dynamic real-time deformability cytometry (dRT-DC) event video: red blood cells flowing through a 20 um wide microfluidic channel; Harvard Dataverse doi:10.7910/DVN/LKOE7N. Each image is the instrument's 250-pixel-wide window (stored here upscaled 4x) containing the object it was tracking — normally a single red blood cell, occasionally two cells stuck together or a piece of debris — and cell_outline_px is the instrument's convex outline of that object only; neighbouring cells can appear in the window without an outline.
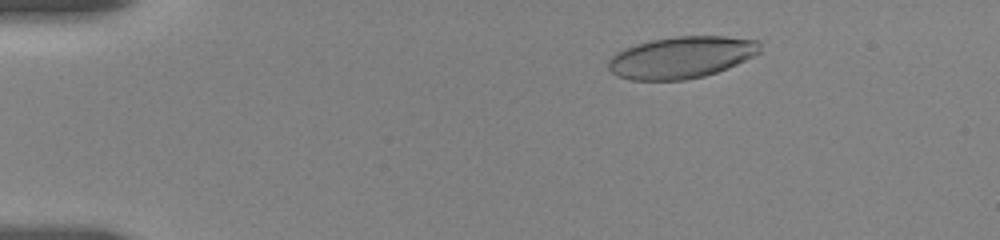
{"species": "human", "species_latin": "Homo sapiens", "temperature_condition": "room temperature", "stored_images_in_passage": 8, "camera_frame_rate_fps": 3000, "um_per_image_px": 0.085, "donor": {"sex": "female"}, "frame": {"image": 1, "passage_image": 2, "time_ms": 1.667, "image_size_px": [1000, 240], "cell_outline_px": [[760, 52], [756, 56], [728, 68], [704, 76], [684, 80], [632, 80], [616, 76], [608, 68], [608, 60], [616, 52], [624, 48], [636, 44], [652, 40], [676, 36], [724, 36], [760, 40]], "centroid_in_image_um": [57.94, 4.87], "position_along_channel_um": 27.1, "area_um2": 37.17}}
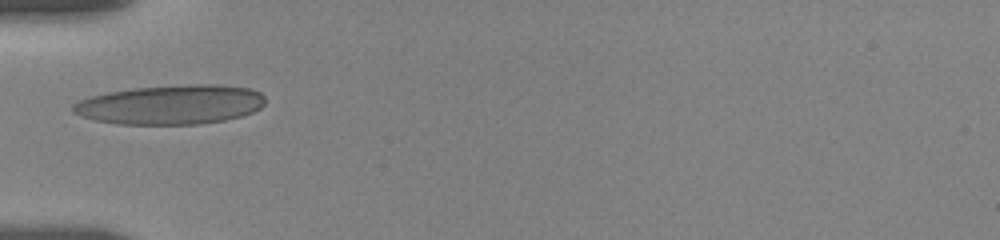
{"frame": {"image": 2, "passage_image": 7, "time_ms": 5.0, "image_size_px": [1000, 240], "cell_outline_px": [[264, 104], [260, 108], [252, 112], [240, 116], [224, 120], [200, 124], [120, 124], [96, 120], [80, 116], [72, 112], [72, 104], [80, 100], [92, 96], [108, 92], [132, 88], [188, 84], [220, 84], [248, 88], [260, 92], [264, 96]], "centroid_in_image_um": [14.51, 8.89], "position_along_channel_um": 70.5, "area_um2": 44.16}}